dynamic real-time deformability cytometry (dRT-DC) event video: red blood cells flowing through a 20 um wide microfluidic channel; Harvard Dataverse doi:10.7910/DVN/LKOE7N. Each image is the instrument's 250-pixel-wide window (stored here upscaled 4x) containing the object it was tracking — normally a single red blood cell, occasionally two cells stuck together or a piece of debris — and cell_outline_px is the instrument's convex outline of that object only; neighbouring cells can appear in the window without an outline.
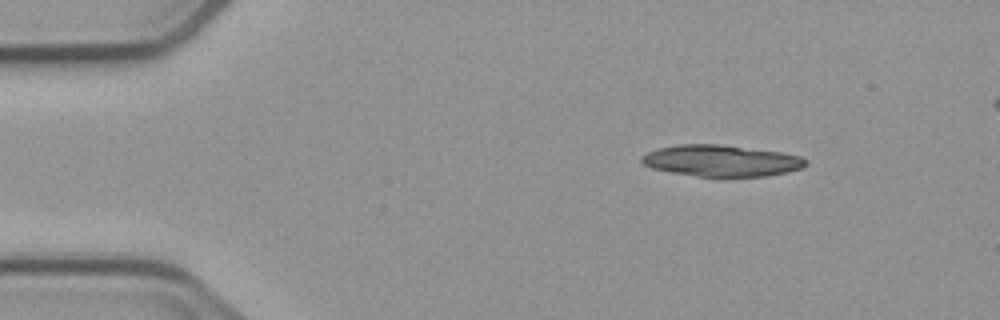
{"species": "common noctule bat (a hibernating species)", "species_latin": "Nyctalus noctula", "temperature_condition": "cold", "stored_images_in_passage": 8, "camera_frame_rate_fps": 3000, "um_per_image_px": 0.085, "animal": {"sex": "male", "body_mass_g": 23.1, "forearm_length_mm": 52.7}, "frame": {"image": 1, "passage_image": 1, "time_ms": 0.0, "image_size_px": [1000, 320], "cell_outline_px": [[808, 164], [800, 168], [788, 172], [768, 176], [696, 176], [672, 172], [652, 168], [644, 164], [640, 160], [640, 156], [648, 152], [660, 148], [680, 144], [720, 144], [780, 152], [800, 156], [808, 160]], "centroid_in_image_um": [61.32, 13.66], "position_along_channel_um": 23.7, "area_um2": 29.88}}
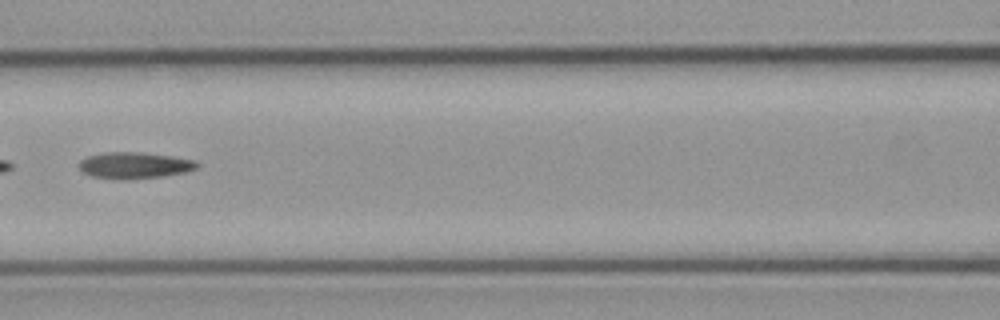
{"frame": {"image": 2, "passage_image": 5, "time_ms": 5.667, "image_size_px": [1000, 320], "cell_outline_px": [[200, 164], [196, 168], [184, 172], [160, 176], [92, 176], [84, 172], [80, 168], [80, 160], [88, 156], [104, 152], [140, 152], [172, 156], [196, 160]], "centroid_in_image_um": [11.49, 13.98], "position_along_channel_um": 155.1, "area_um2": 16.99}}
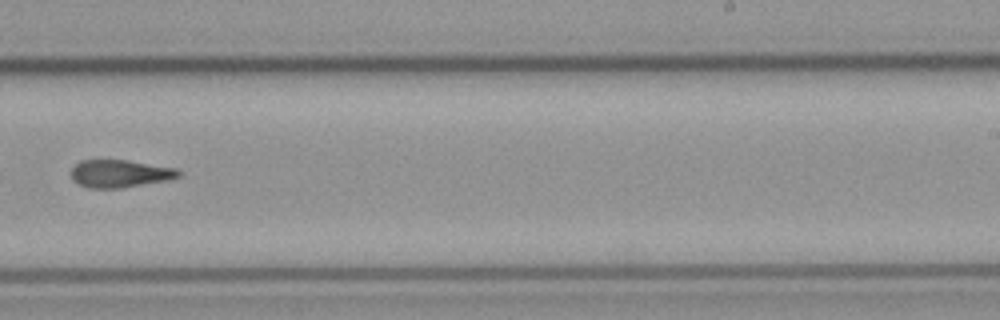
{"frame": {"image": 3, "passage_image": 8, "time_ms": 9.0, "image_size_px": [1000, 320], "cell_outline_px": [[180, 176], [168, 180], [120, 188], [88, 188], [72, 180], [72, 168], [80, 160], [128, 160], [176, 168], [180, 172]], "centroid_in_image_um": [10.19, 14.75], "position_along_channel_um": 278.8, "area_um2": 17.22}}